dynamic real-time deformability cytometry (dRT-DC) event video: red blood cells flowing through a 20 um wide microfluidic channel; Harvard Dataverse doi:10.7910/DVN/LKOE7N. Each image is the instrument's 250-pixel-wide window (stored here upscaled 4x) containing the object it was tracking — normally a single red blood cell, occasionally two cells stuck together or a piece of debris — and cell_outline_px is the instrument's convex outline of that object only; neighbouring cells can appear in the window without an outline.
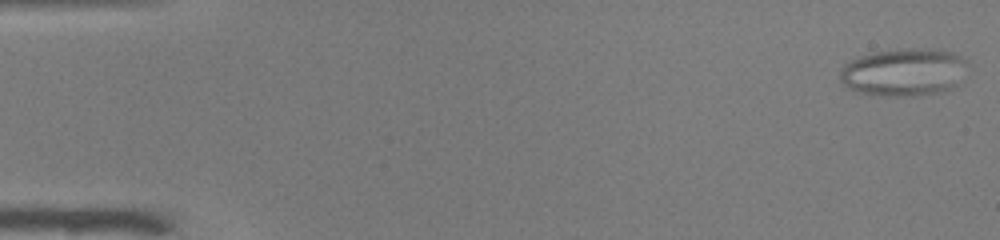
{"species": "common noctule bat (a hibernating species)", "species_latin": "Nyctalus noctula", "temperature_condition": "warm", "stored_images_in_passage": 51, "segment_of_instrument_passage": [1, 2], "camera_frame_rate_fps": 3000, "um_per_image_px": 0.085, "animal": {"sex": "male", "body_mass_g": 19.0, "forearm_length_mm": 50.8}, "frame": {"image": 1, "passage_image": 1, "time_ms": 0.0, "image_size_px": [1000, 240], "cell_outline_px": [[968, 60], [956, 84], [952, 88], [944, 92], [920, 96], [888, 96], [860, 92], [848, 88], [840, 80], [840, 72], [844, 64], [860, 56], [876, 52], [896, 48], [936, 48], [952, 52]], "centroid_in_image_um": [76.83, 6.12], "position_along_channel_um": 8.2, "area_um2": 35.6}}